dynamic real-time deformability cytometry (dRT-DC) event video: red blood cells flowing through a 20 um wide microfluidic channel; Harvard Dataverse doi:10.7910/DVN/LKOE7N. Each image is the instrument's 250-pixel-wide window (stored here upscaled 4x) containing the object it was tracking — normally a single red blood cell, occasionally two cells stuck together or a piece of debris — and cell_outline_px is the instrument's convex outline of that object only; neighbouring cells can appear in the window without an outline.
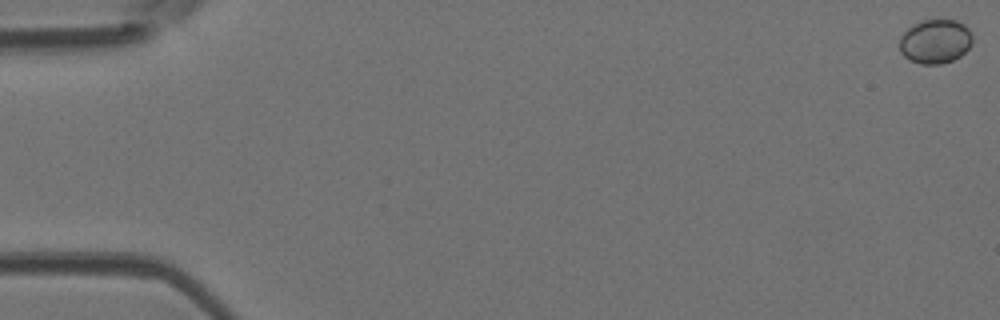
{"species": "Egyptian fruit bat (a non-hibernating species)", "species_latin": "Rousettus aegyptiacus", "temperature_condition": "room temperature", "stored_images_in_passage": 5, "camera_frame_rate_fps": 3000, "um_per_image_px": 0.085, "animal": {"sex": "female"}, "frame": {"image": 1, "passage_image": 1, "time_ms": 0.0, "image_size_px": [1000, 320], "cell_outline_px": [[972, 44], [960, 56], [952, 60], [940, 64], [920, 64], [908, 60], [900, 52], [900, 36], [908, 28], [924, 20], [956, 20], [964, 24], [968, 28], [972, 36]], "centroid_in_image_um": [79.49, 3.53], "position_along_channel_um": 5.5, "area_um2": 18.73}}
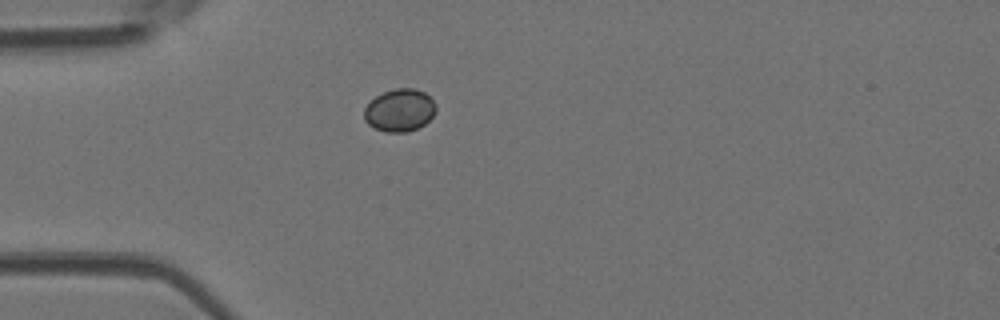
{"frame": {"image": 2, "passage_image": 5, "time_ms": 1.333, "image_size_px": [1000, 320], "cell_outline_px": [[436, 112], [424, 124], [408, 132], [384, 132], [368, 124], [364, 120], [364, 108], [376, 96], [384, 92], [396, 88], [416, 88], [424, 92], [436, 104]], "centroid_in_image_um": [33.97, 9.37], "position_along_channel_um": 51.0, "area_um2": 17.74}}